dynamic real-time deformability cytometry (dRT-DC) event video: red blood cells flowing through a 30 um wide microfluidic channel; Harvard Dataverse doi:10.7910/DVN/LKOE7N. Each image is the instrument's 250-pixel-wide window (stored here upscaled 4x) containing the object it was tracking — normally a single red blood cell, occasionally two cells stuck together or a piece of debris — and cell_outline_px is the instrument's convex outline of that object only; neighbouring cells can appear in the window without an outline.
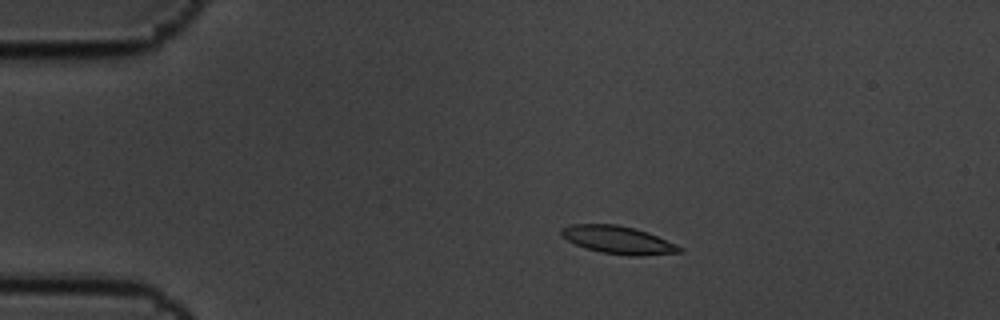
{"species": "common noctule bat (a hibernating species)", "species_latin": "Nyctalus noctula", "temperature_condition": "cold", "stored_images_in_passage": 5, "camera_frame_rate_fps": 3000, "um_per_image_px": 0.085, "animal": {"sex": "male", "body_mass_g": 19.5, "forearm_length_mm": 54.6}, "frame": {"image": 1, "passage_image": 3, "time_ms": 0.667, "image_size_px": [1000, 320], "cell_outline_px": [[684, 252], [640, 256], [628, 256], [600, 252], [576, 244], [568, 240], [560, 232], [560, 228], [572, 224], [616, 224], [648, 232], [676, 244], [684, 248]], "centroid_in_image_um": [52.58, 20.4], "position_along_channel_um": 32.4, "area_um2": 19.07}}